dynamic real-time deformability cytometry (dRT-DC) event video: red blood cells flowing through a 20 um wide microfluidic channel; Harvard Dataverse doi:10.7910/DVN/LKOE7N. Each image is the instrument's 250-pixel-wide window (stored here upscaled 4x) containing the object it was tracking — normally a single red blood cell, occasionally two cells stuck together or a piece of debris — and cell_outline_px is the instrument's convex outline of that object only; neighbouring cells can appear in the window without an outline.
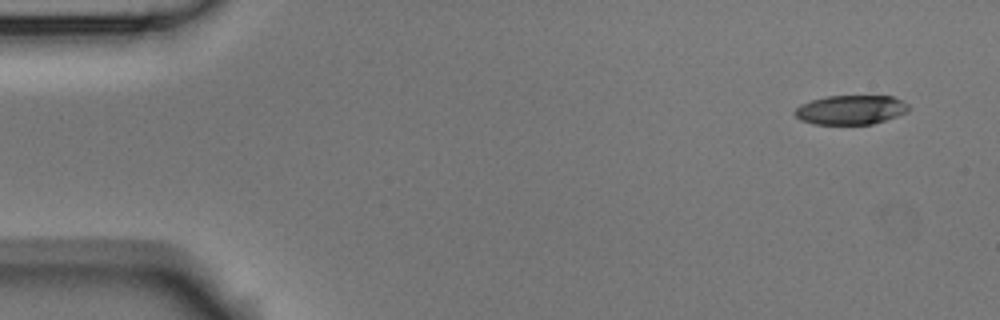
{"species": "Egyptian fruit bat (a non-hibernating species)", "species_latin": "Rousettus aegyptiacus", "temperature_condition": "room temperature", "stored_images_in_passage": 6, "camera_frame_rate_fps": 3000, "um_per_image_px": 0.085, "animal": {"sex": "male"}, "frame": {"image": 1, "passage_image": 1, "time_ms": 0.0, "image_size_px": [1000, 320], "cell_outline_px": [[912, 108], [908, 112], [872, 124], [812, 124], [800, 120], [792, 112], [800, 104], [812, 100], [828, 96], [892, 96], [908, 104]], "centroid_in_image_um": [72.3, 9.34], "position_along_channel_um": 12.7, "area_um2": 19.48}}
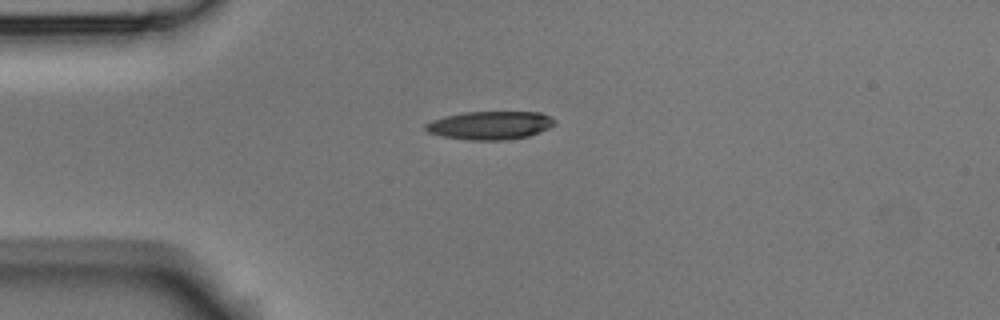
{"frame": {"image": 2, "passage_image": 4, "time_ms": 1.0, "image_size_px": [1000, 320], "cell_outline_px": [[556, 124], [548, 128], [528, 136], [508, 140], [468, 140], [440, 136], [428, 132], [424, 128], [424, 124], [432, 120], [444, 116], [464, 112], [540, 112], [556, 120]], "centroid_in_image_um": [41.63, 10.65], "position_along_channel_um": 43.4, "area_um2": 21.39}}
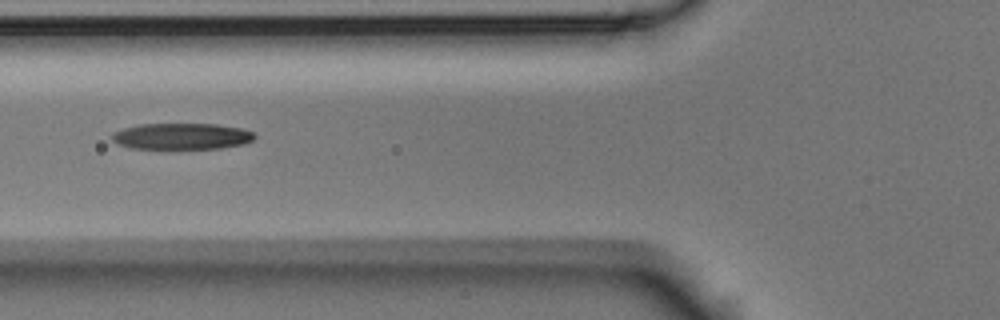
{"frame": {"image": 3, "passage_image": 6, "time_ms": 1.667, "image_size_px": [1000, 320], "cell_outline_px": [[256, 136], [252, 140], [244, 144], [220, 148], [132, 148], [120, 144], [112, 140], [112, 132], [124, 128], [140, 124], [216, 124], [244, 128], [252, 132]], "centroid_in_image_um": [15.47, 11.57], "position_along_channel_um": 110.3, "area_um2": 21.68}}